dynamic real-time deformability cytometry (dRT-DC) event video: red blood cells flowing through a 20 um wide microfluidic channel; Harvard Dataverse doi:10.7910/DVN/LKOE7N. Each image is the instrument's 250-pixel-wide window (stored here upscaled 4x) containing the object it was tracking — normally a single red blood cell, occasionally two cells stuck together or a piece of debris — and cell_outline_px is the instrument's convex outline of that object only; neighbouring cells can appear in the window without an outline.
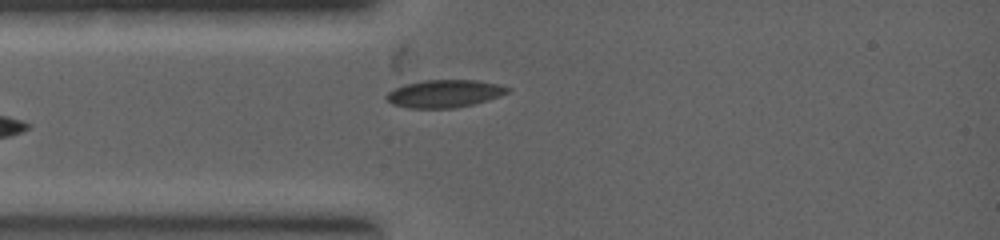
{"species": "common noctule bat (a hibernating species)", "species_latin": "Nyctalus noctula", "temperature_condition": "warm", "stored_images_in_passage": 3, "camera_frame_rate_fps": 5000, "um_per_image_px": 0.085, "animal": {"sex": "female", "body_mass_g": 19.0, "forearm_length_mm": 53.3}, "frame": {"image": 1, "passage_image": 3, "time_ms": 1.8, "image_size_px": [1000, 240], "cell_outline_px": [[508, 92], [500, 96], [472, 104], [452, 108], [412, 108], [392, 104], [384, 96], [388, 92], [404, 84], [424, 80], [476, 80], [496, 84], [508, 88]], "centroid_in_image_um": [37.73, 7.95], "position_along_channel_um": 47.3, "area_um2": 19.19}}